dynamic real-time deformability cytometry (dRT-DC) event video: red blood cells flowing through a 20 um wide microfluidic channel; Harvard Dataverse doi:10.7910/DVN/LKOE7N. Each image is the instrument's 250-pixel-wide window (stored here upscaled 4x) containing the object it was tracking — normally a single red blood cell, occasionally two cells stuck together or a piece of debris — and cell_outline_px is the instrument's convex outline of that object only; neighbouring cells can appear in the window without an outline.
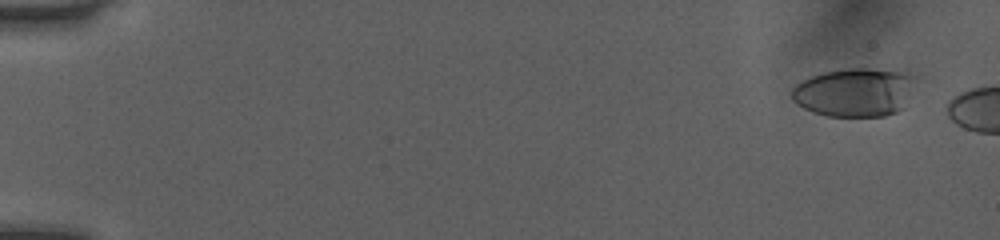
{"species": "human", "species_latin": "Homo sapiens", "temperature_condition": "room temperature", "stored_images_in_passage": 6, "camera_frame_rate_fps": 3000, "um_per_image_px": 0.085, "donor": {"sex": "female"}, "frame": {"image": 1, "passage_image": 2, "time_ms": 0.333, "image_size_px": [1000, 240], "cell_outline_px": [[916, 76], [904, 108], [896, 112], [884, 116], [828, 116], [812, 112], [796, 104], [792, 100], [792, 88], [800, 80], [824, 72], [848, 68], [864, 68], [896, 72]], "centroid_in_image_um": [72.59, 7.86], "position_along_channel_um": 12.4, "area_um2": 34.85}}